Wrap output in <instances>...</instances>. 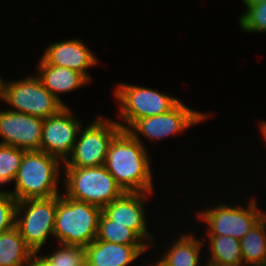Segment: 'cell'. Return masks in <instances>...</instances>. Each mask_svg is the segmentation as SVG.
<instances>
[{
	"instance_id": "obj_11",
	"label": "cell",
	"mask_w": 266,
	"mask_h": 266,
	"mask_svg": "<svg viewBox=\"0 0 266 266\" xmlns=\"http://www.w3.org/2000/svg\"><path fill=\"white\" fill-rule=\"evenodd\" d=\"M70 107L44 119L40 150L59 160L63 165L71 157L77 134L82 126Z\"/></svg>"
},
{
	"instance_id": "obj_28",
	"label": "cell",
	"mask_w": 266,
	"mask_h": 266,
	"mask_svg": "<svg viewBox=\"0 0 266 266\" xmlns=\"http://www.w3.org/2000/svg\"><path fill=\"white\" fill-rule=\"evenodd\" d=\"M260 125V132L263 135L264 140L266 141V121L262 120V122L259 123Z\"/></svg>"
},
{
	"instance_id": "obj_15",
	"label": "cell",
	"mask_w": 266,
	"mask_h": 266,
	"mask_svg": "<svg viewBox=\"0 0 266 266\" xmlns=\"http://www.w3.org/2000/svg\"><path fill=\"white\" fill-rule=\"evenodd\" d=\"M148 248L147 245H124L95 239L85 247L87 266H130Z\"/></svg>"
},
{
	"instance_id": "obj_24",
	"label": "cell",
	"mask_w": 266,
	"mask_h": 266,
	"mask_svg": "<svg viewBox=\"0 0 266 266\" xmlns=\"http://www.w3.org/2000/svg\"><path fill=\"white\" fill-rule=\"evenodd\" d=\"M244 12L237 19L243 31L253 35L266 33V1L249 7Z\"/></svg>"
},
{
	"instance_id": "obj_6",
	"label": "cell",
	"mask_w": 266,
	"mask_h": 266,
	"mask_svg": "<svg viewBox=\"0 0 266 266\" xmlns=\"http://www.w3.org/2000/svg\"><path fill=\"white\" fill-rule=\"evenodd\" d=\"M0 99L11 105L12 111L46 119L65 107L35 75L6 82L1 79Z\"/></svg>"
},
{
	"instance_id": "obj_18",
	"label": "cell",
	"mask_w": 266,
	"mask_h": 266,
	"mask_svg": "<svg viewBox=\"0 0 266 266\" xmlns=\"http://www.w3.org/2000/svg\"><path fill=\"white\" fill-rule=\"evenodd\" d=\"M33 253L16 226L0 233V266H28Z\"/></svg>"
},
{
	"instance_id": "obj_7",
	"label": "cell",
	"mask_w": 266,
	"mask_h": 266,
	"mask_svg": "<svg viewBox=\"0 0 266 266\" xmlns=\"http://www.w3.org/2000/svg\"><path fill=\"white\" fill-rule=\"evenodd\" d=\"M56 209L57 195L17 202L15 226L34 253L41 250L50 235L54 236Z\"/></svg>"
},
{
	"instance_id": "obj_25",
	"label": "cell",
	"mask_w": 266,
	"mask_h": 266,
	"mask_svg": "<svg viewBox=\"0 0 266 266\" xmlns=\"http://www.w3.org/2000/svg\"><path fill=\"white\" fill-rule=\"evenodd\" d=\"M17 200L6 190H0V233L15 226Z\"/></svg>"
},
{
	"instance_id": "obj_20",
	"label": "cell",
	"mask_w": 266,
	"mask_h": 266,
	"mask_svg": "<svg viewBox=\"0 0 266 266\" xmlns=\"http://www.w3.org/2000/svg\"><path fill=\"white\" fill-rule=\"evenodd\" d=\"M244 266L266 264V215L240 240Z\"/></svg>"
},
{
	"instance_id": "obj_12",
	"label": "cell",
	"mask_w": 266,
	"mask_h": 266,
	"mask_svg": "<svg viewBox=\"0 0 266 266\" xmlns=\"http://www.w3.org/2000/svg\"><path fill=\"white\" fill-rule=\"evenodd\" d=\"M151 196L153 193L124 192L118 199L106 205L102 212L114 221V224L131 229L149 247L154 245V238L148 230L144 207L145 201Z\"/></svg>"
},
{
	"instance_id": "obj_8",
	"label": "cell",
	"mask_w": 266,
	"mask_h": 266,
	"mask_svg": "<svg viewBox=\"0 0 266 266\" xmlns=\"http://www.w3.org/2000/svg\"><path fill=\"white\" fill-rule=\"evenodd\" d=\"M217 205L198 211L197 218L207 225L206 235L232 236L241 240L266 215V211L258 208L255 197H250L245 207Z\"/></svg>"
},
{
	"instance_id": "obj_22",
	"label": "cell",
	"mask_w": 266,
	"mask_h": 266,
	"mask_svg": "<svg viewBox=\"0 0 266 266\" xmlns=\"http://www.w3.org/2000/svg\"><path fill=\"white\" fill-rule=\"evenodd\" d=\"M25 151L0 144V185L14 182Z\"/></svg>"
},
{
	"instance_id": "obj_13",
	"label": "cell",
	"mask_w": 266,
	"mask_h": 266,
	"mask_svg": "<svg viewBox=\"0 0 266 266\" xmlns=\"http://www.w3.org/2000/svg\"><path fill=\"white\" fill-rule=\"evenodd\" d=\"M44 119L12 109L0 111V144L40 150Z\"/></svg>"
},
{
	"instance_id": "obj_21",
	"label": "cell",
	"mask_w": 266,
	"mask_h": 266,
	"mask_svg": "<svg viewBox=\"0 0 266 266\" xmlns=\"http://www.w3.org/2000/svg\"><path fill=\"white\" fill-rule=\"evenodd\" d=\"M96 240L124 245H146L131 229L114 224L103 212L99 217Z\"/></svg>"
},
{
	"instance_id": "obj_17",
	"label": "cell",
	"mask_w": 266,
	"mask_h": 266,
	"mask_svg": "<svg viewBox=\"0 0 266 266\" xmlns=\"http://www.w3.org/2000/svg\"><path fill=\"white\" fill-rule=\"evenodd\" d=\"M174 244L167 248L165 254L160 259L168 266H202L200 253L202 252L203 241L194 237L191 233H186L177 239Z\"/></svg>"
},
{
	"instance_id": "obj_4",
	"label": "cell",
	"mask_w": 266,
	"mask_h": 266,
	"mask_svg": "<svg viewBox=\"0 0 266 266\" xmlns=\"http://www.w3.org/2000/svg\"><path fill=\"white\" fill-rule=\"evenodd\" d=\"M63 188L71 199L103 209L118 199L124 190L104 165L97 167H64Z\"/></svg>"
},
{
	"instance_id": "obj_9",
	"label": "cell",
	"mask_w": 266,
	"mask_h": 266,
	"mask_svg": "<svg viewBox=\"0 0 266 266\" xmlns=\"http://www.w3.org/2000/svg\"><path fill=\"white\" fill-rule=\"evenodd\" d=\"M80 127L71 157L63 167H97L105 164L108 147L121 130L119 124L101 115L84 129ZM79 132L81 134H79Z\"/></svg>"
},
{
	"instance_id": "obj_1",
	"label": "cell",
	"mask_w": 266,
	"mask_h": 266,
	"mask_svg": "<svg viewBox=\"0 0 266 266\" xmlns=\"http://www.w3.org/2000/svg\"><path fill=\"white\" fill-rule=\"evenodd\" d=\"M148 152L127 130L121 129L110 142L104 166L124 192L153 193Z\"/></svg>"
},
{
	"instance_id": "obj_3",
	"label": "cell",
	"mask_w": 266,
	"mask_h": 266,
	"mask_svg": "<svg viewBox=\"0 0 266 266\" xmlns=\"http://www.w3.org/2000/svg\"><path fill=\"white\" fill-rule=\"evenodd\" d=\"M102 209L86 202L57 195L54 237L62 244L86 247L96 239Z\"/></svg>"
},
{
	"instance_id": "obj_30",
	"label": "cell",
	"mask_w": 266,
	"mask_h": 266,
	"mask_svg": "<svg viewBox=\"0 0 266 266\" xmlns=\"http://www.w3.org/2000/svg\"><path fill=\"white\" fill-rule=\"evenodd\" d=\"M205 264H203V266H222V265H218V264H215V263H212L210 261H206L204 262ZM207 263V264H206Z\"/></svg>"
},
{
	"instance_id": "obj_19",
	"label": "cell",
	"mask_w": 266,
	"mask_h": 266,
	"mask_svg": "<svg viewBox=\"0 0 266 266\" xmlns=\"http://www.w3.org/2000/svg\"><path fill=\"white\" fill-rule=\"evenodd\" d=\"M209 247L207 261L222 266H244L240 240L232 236L206 235Z\"/></svg>"
},
{
	"instance_id": "obj_27",
	"label": "cell",
	"mask_w": 266,
	"mask_h": 266,
	"mask_svg": "<svg viewBox=\"0 0 266 266\" xmlns=\"http://www.w3.org/2000/svg\"><path fill=\"white\" fill-rule=\"evenodd\" d=\"M242 1H243L244 5H245V7L247 9L249 7H252V6L256 5V4L262 3V2H264L266 0H242Z\"/></svg>"
},
{
	"instance_id": "obj_26",
	"label": "cell",
	"mask_w": 266,
	"mask_h": 266,
	"mask_svg": "<svg viewBox=\"0 0 266 266\" xmlns=\"http://www.w3.org/2000/svg\"><path fill=\"white\" fill-rule=\"evenodd\" d=\"M28 266H54L44 256L43 253L39 255V252L33 253Z\"/></svg>"
},
{
	"instance_id": "obj_10",
	"label": "cell",
	"mask_w": 266,
	"mask_h": 266,
	"mask_svg": "<svg viewBox=\"0 0 266 266\" xmlns=\"http://www.w3.org/2000/svg\"><path fill=\"white\" fill-rule=\"evenodd\" d=\"M208 116V113L192 110L180 100L166 113L136 120L127 131L145 146L140 135L156 142V140H163L182 133L195 124H200L208 119Z\"/></svg>"
},
{
	"instance_id": "obj_2",
	"label": "cell",
	"mask_w": 266,
	"mask_h": 266,
	"mask_svg": "<svg viewBox=\"0 0 266 266\" xmlns=\"http://www.w3.org/2000/svg\"><path fill=\"white\" fill-rule=\"evenodd\" d=\"M62 165V166H61ZM63 164L41 150L25 151L9 192L18 201L60 195L59 175Z\"/></svg>"
},
{
	"instance_id": "obj_31",
	"label": "cell",
	"mask_w": 266,
	"mask_h": 266,
	"mask_svg": "<svg viewBox=\"0 0 266 266\" xmlns=\"http://www.w3.org/2000/svg\"><path fill=\"white\" fill-rule=\"evenodd\" d=\"M1 79H2V77L0 76V90H1Z\"/></svg>"
},
{
	"instance_id": "obj_16",
	"label": "cell",
	"mask_w": 266,
	"mask_h": 266,
	"mask_svg": "<svg viewBox=\"0 0 266 266\" xmlns=\"http://www.w3.org/2000/svg\"><path fill=\"white\" fill-rule=\"evenodd\" d=\"M37 65L36 76L64 106L67 104L63 102L59 94L69 93L90 84V81L80 72L66 67L49 65L42 57Z\"/></svg>"
},
{
	"instance_id": "obj_23",
	"label": "cell",
	"mask_w": 266,
	"mask_h": 266,
	"mask_svg": "<svg viewBox=\"0 0 266 266\" xmlns=\"http://www.w3.org/2000/svg\"><path fill=\"white\" fill-rule=\"evenodd\" d=\"M60 248L43 255L54 266H87L86 250L82 246L60 243Z\"/></svg>"
},
{
	"instance_id": "obj_5",
	"label": "cell",
	"mask_w": 266,
	"mask_h": 266,
	"mask_svg": "<svg viewBox=\"0 0 266 266\" xmlns=\"http://www.w3.org/2000/svg\"><path fill=\"white\" fill-rule=\"evenodd\" d=\"M116 86L113 93L119 104L117 116L122 123L116 122L122 130H127L138 119L168 112L181 100L143 86L124 82Z\"/></svg>"
},
{
	"instance_id": "obj_29",
	"label": "cell",
	"mask_w": 266,
	"mask_h": 266,
	"mask_svg": "<svg viewBox=\"0 0 266 266\" xmlns=\"http://www.w3.org/2000/svg\"><path fill=\"white\" fill-rule=\"evenodd\" d=\"M157 262H154L155 264H150L149 266H168L167 264H165L161 259L156 260Z\"/></svg>"
},
{
	"instance_id": "obj_14",
	"label": "cell",
	"mask_w": 266,
	"mask_h": 266,
	"mask_svg": "<svg viewBox=\"0 0 266 266\" xmlns=\"http://www.w3.org/2000/svg\"><path fill=\"white\" fill-rule=\"evenodd\" d=\"M42 58L52 66L73 69L83 74L90 82L92 77L88 69L98 65V58L80 39H68L54 42L45 48Z\"/></svg>"
}]
</instances>
